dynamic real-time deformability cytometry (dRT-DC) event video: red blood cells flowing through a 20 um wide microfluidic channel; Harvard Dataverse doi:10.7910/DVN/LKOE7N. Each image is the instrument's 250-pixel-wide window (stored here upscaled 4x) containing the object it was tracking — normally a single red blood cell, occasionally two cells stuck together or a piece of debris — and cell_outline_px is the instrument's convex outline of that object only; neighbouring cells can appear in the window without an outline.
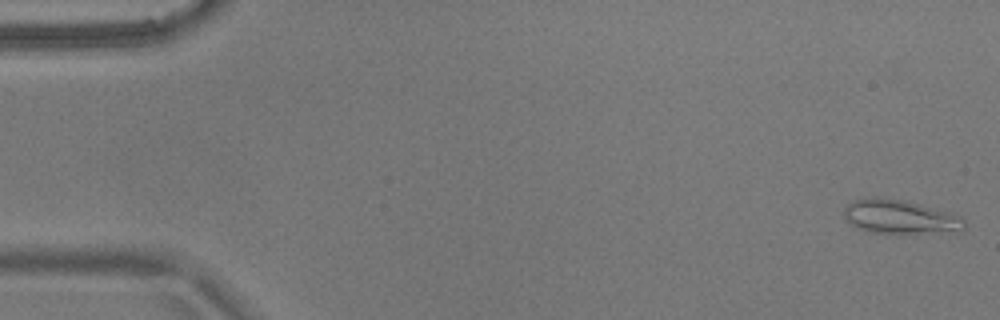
{"species": "common noctule bat (a hibernating species)", "species_latin": "Nyctalus noctula", "temperature_condition": "warm", "stored_images_in_passage": 53, "camera_frame_rate_fps": 3000, "um_per_image_px": 0.085, "animal": {"sex": "male", "body_mass_g": 17.9}, "frame": {"image": 1, "passage_image": 1, "time_ms": 0.0, "image_size_px": [1000, 320], "cell_outline_px": [[964, 232], [872, 232], [856, 228], [844, 220], [844, 208], [852, 200], [872, 196], [880, 196], [908, 200], [952, 212], [960, 216], [964, 220]], "centroid_in_image_um": [76.5, 18.39], "position_along_channel_um": 8.5, "area_um2": 24.28}}
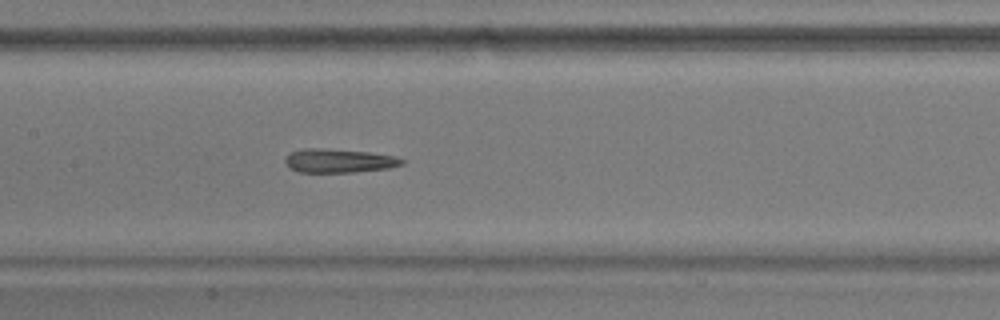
{"frame": {"image": 2, "passage_image": 26, "time_ms": 8.333, "image_size_px": [1000, 320], "cell_outline_px": [[404, 164], [388, 168], [352, 172], [300, 172], [292, 168], [284, 160], [292, 152], [304, 148], [316, 148], [368, 152], [396, 156], [404, 160]], "centroid_in_image_um": [28.85, 13.66], "position_along_channel_um": 178.5, "area_um2": 15.84}}
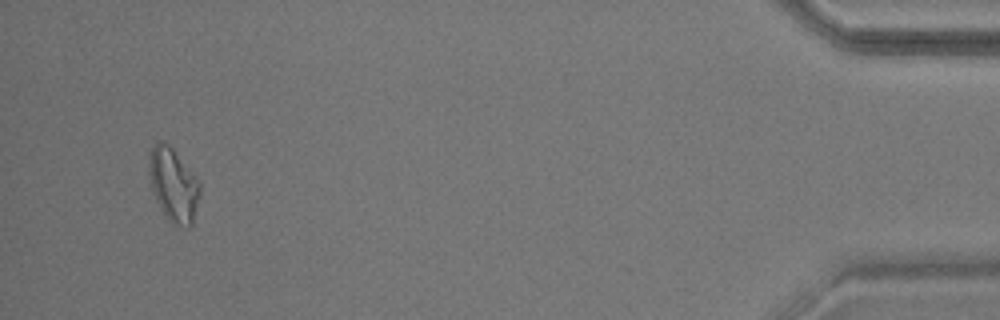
{"frame": {"image": 3, "passage_image": 52, "time_ms": 17.0, "image_size_px": [1000, 320], "cell_outline_px": [[200, 196], [192, 224], [188, 228], [172, 224], [156, 200], [152, 188], [148, 168], [148, 164], [152, 148], [160, 140], [164, 140], [172, 148], [200, 180]], "centroid_in_image_um": [14.77, 15.71], "position_along_channel_um": 420.4, "area_um2": 21.68}, "authors_computed_cell_mechanics": {"area_um2": 18.2648, "velocity_mm_per_s": 3.6732, "shape_relaxation_time_tau1_ms": null, "shape_relaxation_time_tau2_ms": 2.7153, "deformation_change_tau1": null, "deformation_change_tau2": 0.1446}}